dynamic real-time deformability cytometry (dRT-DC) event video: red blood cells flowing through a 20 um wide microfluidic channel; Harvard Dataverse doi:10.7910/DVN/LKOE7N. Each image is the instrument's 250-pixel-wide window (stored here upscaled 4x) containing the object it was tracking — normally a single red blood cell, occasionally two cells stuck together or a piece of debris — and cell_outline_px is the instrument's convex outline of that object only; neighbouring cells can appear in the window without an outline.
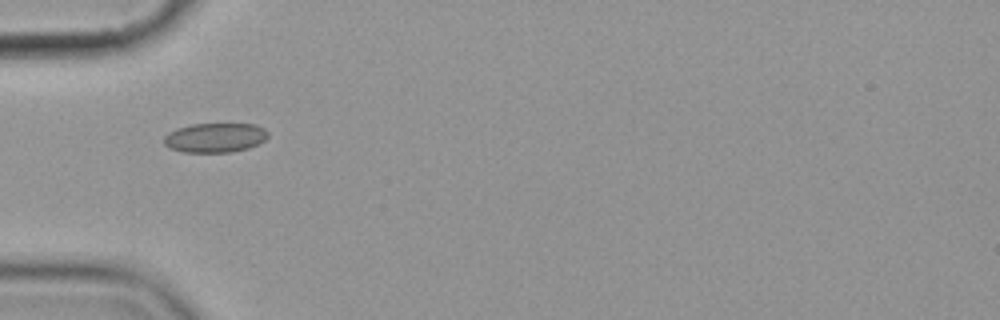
{"species": "common noctule bat (a hibernating species)", "species_latin": "Nyctalus noctula", "temperature_condition": "cold", "stored_images_in_passage": 6, "camera_frame_rate_fps": 3000, "um_per_image_px": 0.085, "animal": {"sex": "female", "body_mass_g": 19.9}, "frame": {"image": 1, "passage_image": 1, "time_ms": 0.0, "image_size_px": [1000, 320], "cell_outline_px": [[268, 136], [260, 144], [248, 148], [232, 152], [184, 152], [168, 148], [164, 144], [164, 136], [168, 132], [176, 128], [192, 124], [256, 124], [264, 128], [268, 132]], "centroid_in_image_um": [18.28, 11.7], "position_along_channel_um": 66.7, "area_um2": 18.03}}
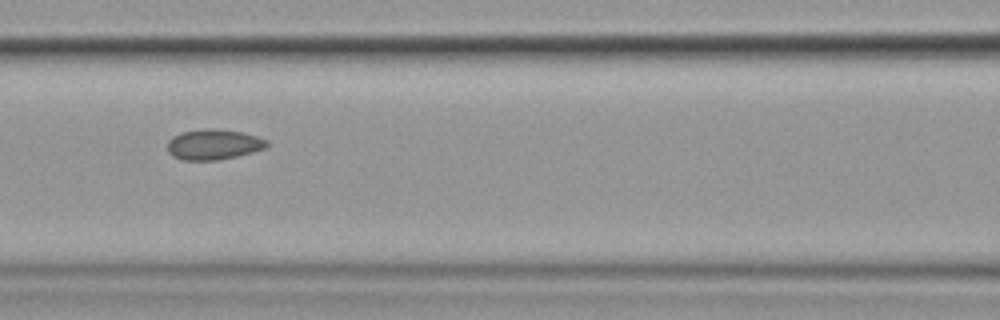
{"frame": {"image": 2, "passage_image": 3, "time_ms": 2.333, "image_size_px": [1000, 320], "cell_outline_px": [[268, 148], [236, 156], [216, 160], [184, 160], [172, 156], [168, 152], [168, 140], [172, 136], [184, 132], [204, 128], [212, 128], [244, 132], [268, 140]], "centroid_in_image_um": [18.17, 12.27], "position_along_channel_um": 148.4, "area_um2": 17.69}}
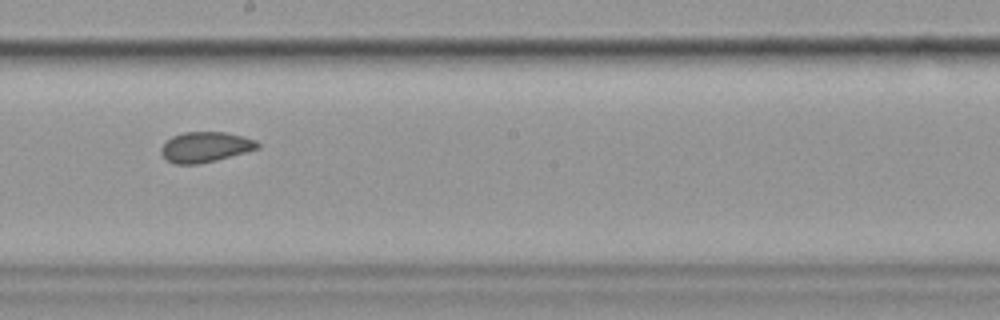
{"frame": {"image": 3, "passage_image": 5, "time_ms": 4.667, "image_size_px": [1000, 320], "cell_outline_px": [[260, 148], [216, 160], [196, 164], [176, 164], [168, 160], [160, 152], [160, 148], [172, 136], [184, 132], [228, 132], [244, 136], [256, 140], [260, 144]], "centroid_in_image_um": [17.48, 12.48], "position_along_channel_um": 230.7, "area_um2": 16.99}}